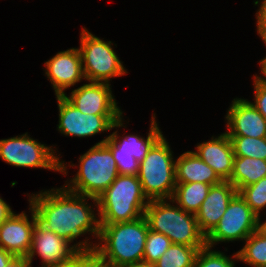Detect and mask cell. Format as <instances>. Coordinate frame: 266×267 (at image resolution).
Returning a JSON list of instances; mask_svg holds the SVG:
<instances>
[{"label":"cell","instance_id":"cell-1","mask_svg":"<svg viewBox=\"0 0 266 267\" xmlns=\"http://www.w3.org/2000/svg\"><path fill=\"white\" fill-rule=\"evenodd\" d=\"M42 191L30 194L28 201L29 206L36 213L37 221L44 228L69 243H73L78 237L87 233L92 234L96 239L99 238V218L87 202L91 199L98 207L97 198L73 193L64 186Z\"/></svg>","mask_w":266,"mask_h":267},{"label":"cell","instance_id":"cell-2","mask_svg":"<svg viewBox=\"0 0 266 267\" xmlns=\"http://www.w3.org/2000/svg\"><path fill=\"white\" fill-rule=\"evenodd\" d=\"M149 226L145 216L114 224H100L94 258L106 267H127L143 261Z\"/></svg>","mask_w":266,"mask_h":267},{"label":"cell","instance_id":"cell-3","mask_svg":"<svg viewBox=\"0 0 266 267\" xmlns=\"http://www.w3.org/2000/svg\"><path fill=\"white\" fill-rule=\"evenodd\" d=\"M100 224L130 222L144 215L149 200L137 175L119 174L97 197Z\"/></svg>","mask_w":266,"mask_h":267},{"label":"cell","instance_id":"cell-4","mask_svg":"<svg viewBox=\"0 0 266 267\" xmlns=\"http://www.w3.org/2000/svg\"><path fill=\"white\" fill-rule=\"evenodd\" d=\"M167 201H149L144 212L149 229L166 235L172 244L206 247V236L201 232L195 214L173 205L171 199L169 203Z\"/></svg>","mask_w":266,"mask_h":267},{"label":"cell","instance_id":"cell-5","mask_svg":"<svg viewBox=\"0 0 266 267\" xmlns=\"http://www.w3.org/2000/svg\"><path fill=\"white\" fill-rule=\"evenodd\" d=\"M109 136L79 157V170L64 187L76 194L97 198L119 175L111 149L104 143Z\"/></svg>","mask_w":266,"mask_h":267},{"label":"cell","instance_id":"cell-6","mask_svg":"<svg viewBox=\"0 0 266 267\" xmlns=\"http://www.w3.org/2000/svg\"><path fill=\"white\" fill-rule=\"evenodd\" d=\"M176 160L162 136L139 162L138 178L149 201L171 199L176 187Z\"/></svg>","mask_w":266,"mask_h":267},{"label":"cell","instance_id":"cell-7","mask_svg":"<svg viewBox=\"0 0 266 267\" xmlns=\"http://www.w3.org/2000/svg\"><path fill=\"white\" fill-rule=\"evenodd\" d=\"M112 47L111 41H104L82 28L78 49L85 81L110 84L111 78L128 73Z\"/></svg>","mask_w":266,"mask_h":267},{"label":"cell","instance_id":"cell-8","mask_svg":"<svg viewBox=\"0 0 266 267\" xmlns=\"http://www.w3.org/2000/svg\"><path fill=\"white\" fill-rule=\"evenodd\" d=\"M52 146L41 144L28 133L0 140V158L15 167L43 168L67 175V165Z\"/></svg>","mask_w":266,"mask_h":267},{"label":"cell","instance_id":"cell-9","mask_svg":"<svg viewBox=\"0 0 266 267\" xmlns=\"http://www.w3.org/2000/svg\"><path fill=\"white\" fill-rule=\"evenodd\" d=\"M59 112L57 130L65 136L79 138L94 136L124 126L123 115H94L82 113L64 95L56 96Z\"/></svg>","mask_w":266,"mask_h":267},{"label":"cell","instance_id":"cell-10","mask_svg":"<svg viewBox=\"0 0 266 267\" xmlns=\"http://www.w3.org/2000/svg\"><path fill=\"white\" fill-rule=\"evenodd\" d=\"M256 230L257 215L238 192L231 199L218 225L206 237V245L212 248L219 242L244 241Z\"/></svg>","mask_w":266,"mask_h":267},{"label":"cell","instance_id":"cell-11","mask_svg":"<svg viewBox=\"0 0 266 267\" xmlns=\"http://www.w3.org/2000/svg\"><path fill=\"white\" fill-rule=\"evenodd\" d=\"M86 238L84 241L70 245L67 240L44 228L37 221L33 230L31 248L26 258L32 263L34 256L38 254L42 259V267L57 264L67 260L78 250H94L96 243L93 244L88 237Z\"/></svg>","mask_w":266,"mask_h":267},{"label":"cell","instance_id":"cell-12","mask_svg":"<svg viewBox=\"0 0 266 267\" xmlns=\"http://www.w3.org/2000/svg\"><path fill=\"white\" fill-rule=\"evenodd\" d=\"M111 84L91 82L72 90L70 96L64 97L82 113L94 115H123L117 106Z\"/></svg>","mask_w":266,"mask_h":267},{"label":"cell","instance_id":"cell-13","mask_svg":"<svg viewBox=\"0 0 266 267\" xmlns=\"http://www.w3.org/2000/svg\"><path fill=\"white\" fill-rule=\"evenodd\" d=\"M45 75L52 84L55 95H64L65 90L85 79L78 48L60 51L44 63Z\"/></svg>","mask_w":266,"mask_h":267},{"label":"cell","instance_id":"cell-14","mask_svg":"<svg viewBox=\"0 0 266 267\" xmlns=\"http://www.w3.org/2000/svg\"><path fill=\"white\" fill-rule=\"evenodd\" d=\"M225 118L229 137L266 138V119L247 99H233Z\"/></svg>","mask_w":266,"mask_h":267},{"label":"cell","instance_id":"cell-15","mask_svg":"<svg viewBox=\"0 0 266 267\" xmlns=\"http://www.w3.org/2000/svg\"><path fill=\"white\" fill-rule=\"evenodd\" d=\"M31 220L22 211L20 214L13 212L10 217L0 225V247L15 256L27 257L31 244L36 213L30 206Z\"/></svg>","mask_w":266,"mask_h":267},{"label":"cell","instance_id":"cell-16","mask_svg":"<svg viewBox=\"0 0 266 267\" xmlns=\"http://www.w3.org/2000/svg\"><path fill=\"white\" fill-rule=\"evenodd\" d=\"M237 193L236 187L229 181L211 185L208 195L195 214L199 228L206 237L218 225L231 199Z\"/></svg>","mask_w":266,"mask_h":267},{"label":"cell","instance_id":"cell-17","mask_svg":"<svg viewBox=\"0 0 266 267\" xmlns=\"http://www.w3.org/2000/svg\"><path fill=\"white\" fill-rule=\"evenodd\" d=\"M193 153L211 167L223 181L231 178L235 155L231 139L226 132L217 137L212 136L209 141L198 143Z\"/></svg>","mask_w":266,"mask_h":267},{"label":"cell","instance_id":"cell-18","mask_svg":"<svg viewBox=\"0 0 266 267\" xmlns=\"http://www.w3.org/2000/svg\"><path fill=\"white\" fill-rule=\"evenodd\" d=\"M155 114L151 118L150 130L146 139L139 135L130 134L119 136L118 131L109 134V138L104 142L112 153H126L133 156L138 162H141L152 146L163 136L161 129L157 125ZM121 137V138H120Z\"/></svg>","mask_w":266,"mask_h":267},{"label":"cell","instance_id":"cell-19","mask_svg":"<svg viewBox=\"0 0 266 267\" xmlns=\"http://www.w3.org/2000/svg\"><path fill=\"white\" fill-rule=\"evenodd\" d=\"M176 160V183L201 182L216 185L223 180L202 159L187 151Z\"/></svg>","mask_w":266,"mask_h":267},{"label":"cell","instance_id":"cell-20","mask_svg":"<svg viewBox=\"0 0 266 267\" xmlns=\"http://www.w3.org/2000/svg\"><path fill=\"white\" fill-rule=\"evenodd\" d=\"M266 176V160L235 157L233 172L228 180L239 192L243 187L257 183Z\"/></svg>","mask_w":266,"mask_h":267},{"label":"cell","instance_id":"cell-21","mask_svg":"<svg viewBox=\"0 0 266 267\" xmlns=\"http://www.w3.org/2000/svg\"><path fill=\"white\" fill-rule=\"evenodd\" d=\"M211 185L201 182L176 183L171 200L184 211L196 214Z\"/></svg>","mask_w":266,"mask_h":267},{"label":"cell","instance_id":"cell-22","mask_svg":"<svg viewBox=\"0 0 266 267\" xmlns=\"http://www.w3.org/2000/svg\"><path fill=\"white\" fill-rule=\"evenodd\" d=\"M244 242V247L237 252L238 260L253 267H266V237L256 230Z\"/></svg>","mask_w":266,"mask_h":267},{"label":"cell","instance_id":"cell-23","mask_svg":"<svg viewBox=\"0 0 266 267\" xmlns=\"http://www.w3.org/2000/svg\"><path fill=\"white\" fill-rule=\"evenodd\" d=\"M202 248L204 247L171 244L155 265L156 267H194L197 253Z\"/></svg>","mask_w":266,"mask_h":267},{"label":"cell","instance_id":"cell-24","mask_svg":"<svg viewBox=\"0 0 266 267\" xmlns=\"http://www.w3.org/2000/svg\"><path fill=\"white\" fill-rule=\"evenodd\" d=\"M235 157L266 160V138L230 137Z\"/></svg>","mask_w":266,"mask_h":267},{"label":"cell","instance_id":"cell-25","mask_svg":"<svg viewBox=\"0 0 266 267\" xmlns=\"http://www.w3.org/2000/svg\"><path fill=\"white\" fill-rule=\"evenodd\" d=\"M235 261H239L237 252L231 258L206 246L198 251L194 267H235Z\"/></svg>","mask_w":266,"mask_h":267},{"label":"cell","instance_id":"cell-26","mask_svg":"<svg viewBox=\"0 0 266 267\" xmlns=\"http://www.w3.org/2000/svg\"><path fill=\"white\" fill-rule=\"evenodd\" d=\"M171 244V240L166 235L149 229L146 236L143 261L157 262Z\"/></svg>","mask_w":266,"mask_h":267},{"label":"cell","instance_id":"cell-27","mask_svg":"<svg viewBox=\"0 0 266 267\" xmlns=\"http://www.w3.org/2000/svg\"><path fill=\"white\" fill-rule=\"evenodd\" d=\"M239 194L245 199L252 211L260 216V211L266 208V176L257 183L243 187Z\"/></svg>","mask_w":266,"mask_h":267},{"label":"cell","instance_id":"cell-28","mask_svg":"<svg viewBox=\"0 0 266 267\" xmlns=\"http://www.w3.org/2000/svg\"><path fill=\"white\" fill-rule=\"evenodd\" d=\"M117 164L119 174L137 175L139 171V162L130 154L112 153Z\"/></svg>","mask_w":266,"mask_h":267},{"label":"cell","instance_id":"cell-29","mask_svg":"<svg viewBox=\"0 0 266 267\" xmlns=\"http://www.w3.org/2000/svg\"><path fill=\"white\" fill-rule=\"evenodd\" d=\"M93 259V250H78L67 260L46 267H86Z\"/></svg>","mask_w":266,"mask_h":267},{"label":"cell","instance_id":"cell-30","mask_svg":"<svg viewBox=\"0 0 266 267\" xmlns=\"http://www.w3.org/2000/svg\"><path fill=\"white\" fill-rule=\"evenodd\" d=\"M253 78L255 101L252 104L266 119V83L259 76L254 75Z\"/></svg>","mask_w":266,"mask_h":267},{"label":"cell","instance_id":"cell-31","mask_svg":"<svg viewBox=\"0 0 266 267\" xmlns=\"http://www.w3.org/2000/svg\"><path fill=\"white\" fill-rule=\"evenodd\" d=\"M257 32L266 45V13H256Z\"/></svg>","mask_w":266,"mask_h":267},{"label":"cell","instance_id":"cell-32","mask_svg":"<svg viewBox=\"0 0 266 267\" xmlns=\"http://www.w3.org/2000/svg\"><path fill=\"white\" fill-rule=\"evenodd\" d=\"M9 204L0 197V225L13 213Z\"/></svg>","mask_w":266,"mask_h":267},{"label":"cell","instance_id":"cell-33","mask_svg":"<svg viewBox=\"0 0 266 267\" xmlns=\"http://www.w3.org/2000/svg\"><path fill=\"white\" fill-rule=\"evenodd\" d=\"M5 267H32V264L24 256H15Z\"/></svg>","mask_w":266,"mask_h":267},{"label":"cell","instance_id":"cell-34","mask_svg":"<svg viewBox=\"0 0 266 267\" xmlns=\"http://www.w3.org/2000/svg\"><path fill=\"white\" fill-rule=\"evenodd\" d=\"M14 257L15 255L0 247V267H5Z\"/></svg>","mask_w":266,"mask_h":267},{"label":"cell","instance_id":"cell-35","mask_svg":"<svg viewBox=\"0 0 266 267\" xmlns=\"http://www.w3.org/2000/svg\"><path fill=\"white\" fill-rule=\"evenodd\" d=\"M261 216H257V231L264 237H266V220L261 223Z\"/></svg>","mask_w":266,"mask_h":267},{"label":"cell","instance_id":"cell-36","mask_svg":"<svg viewBox=\"0 0 266 267\" xmlns=\"http://www.w3.org/2000/svg\"><path fill=\"white\" fill-rule=\"evenodd\" d=\"M260 62V66H261V73H262V75H263V77H261V76H259L260 77V79L262 80V81H264L265 83H266V57L265 58H263V59H261V61H259Z\"/></svg>","mask_w":266,"mask_h":267},{"label":"cell","instance_id":"cell-37","mask_svg":"<svg viewBox=\"0 0 266 267\" xmlns=\"http://www.w3.org/2000/svg\"><path fill=\"white\" fill-rule=\"evenodd\" d=\"M127 267H156L155 263H150L146 261H140L134 264H131Z\"/></svg>","mask_w":266,"mask_h":267},{"label":"cell","instance_id":"cell-38","mask_svg":"<svg viewBox=\"0 0 266 267\" xmlns=\"http://www.w3.org/2000/svg\"><path fill=\"white\" fill-rule=\"evenodd\" d=\"M254 4L258 6V4L260 5L257 13H266V0H263L261 3H260V0L258 1H254Z\"/></svg>","mask_w":266,"mask_h":267},{"label":"cell","instance_id":"cell-39","mask_svg":"<svg viewBox=\"0 0 266 267\" xmlns=\"http://www.w3.org/2000/svg\"><path fill=\"white\" fill-rule=\"evenodd\" d=\"M86 267H106L105 265L98 262L95 258Z\"/></svg>","mask_w":266,"mask_h":267}]
</instances>
